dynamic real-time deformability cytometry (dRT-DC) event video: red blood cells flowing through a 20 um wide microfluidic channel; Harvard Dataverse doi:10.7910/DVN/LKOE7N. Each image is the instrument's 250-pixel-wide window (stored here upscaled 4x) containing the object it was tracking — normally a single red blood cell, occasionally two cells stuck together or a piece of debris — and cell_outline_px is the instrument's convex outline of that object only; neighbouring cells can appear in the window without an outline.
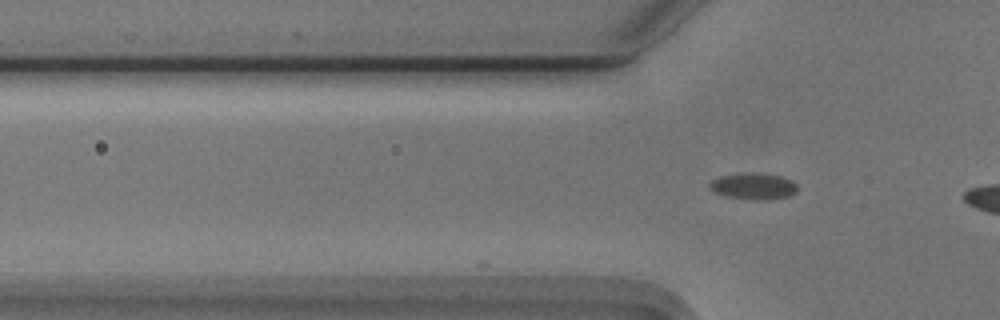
{"species": "Egyptian fruit bat (a non-hibernating species)", "species_latin": "Rousettus aegyptiacus", "temperature_condition": "cold", "stored_images_in_passage": 9, "camera_frame_rate_fps": 3000, "um_per_image_px": 0.085, "animal": {"sex": "male"}, "frame": {"image": 1, "passage_image": 9, "time_ms": 2.667, "image_size_px": [1000, 320], "cell_outline_px": [[796, 192], [792, 196], [772, 200], [756, 200], [724, 196], [716, 192], [708, 184], [712, 180], [720, 176], [744, 172], [756, 172], [780, 176], [792, 180], [796, 184]], "centroid_in_image_um": [64.08, 15.83], "position_along_channel_um": 61.7, "area_um2": 13.7}}